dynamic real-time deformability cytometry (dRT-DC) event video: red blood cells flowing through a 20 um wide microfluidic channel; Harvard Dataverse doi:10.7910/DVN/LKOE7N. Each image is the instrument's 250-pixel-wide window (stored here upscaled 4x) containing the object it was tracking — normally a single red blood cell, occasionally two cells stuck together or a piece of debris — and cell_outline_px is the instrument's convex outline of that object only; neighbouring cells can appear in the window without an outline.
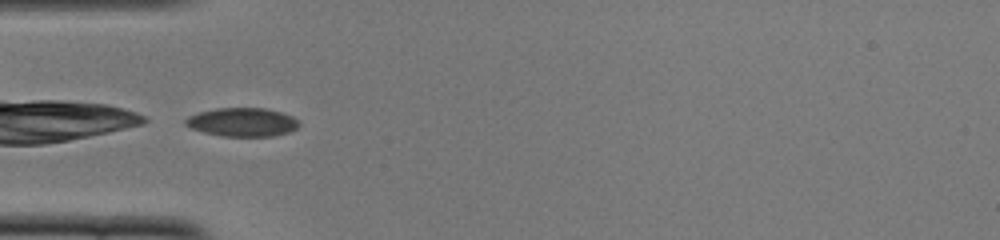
{"species": "common noctule bat (a hibernating species)", "species_latin": "Nyctalus noctula", "temperature_condition": "cold", "stored_images_in_passage": 32, "camera_frame_rate_fps": 3000, "um_per_image_px": 0.085, "animal": {"sex": "female", "body_mass_g": 22.0, "forearm_length_mm": 56.7}, "frame": {"image": 1, "passage_image": 1, "time_ms": 0.0, "image_size_px": [1000, 240], "cell_outline_px": [[300, 124], [296, 128], [288, 132], [272, 136], [220, 136], [204, 132], [192, 128], [184, 124], [184, 120], [188, 116], [200, 112], [216, 108], [264, 108], [280, 112], [292, 116]], "centroid_in_image_um": [20.57, 10.38], "position_along_channel_um": 64.4, "area_um2": 18.79}}
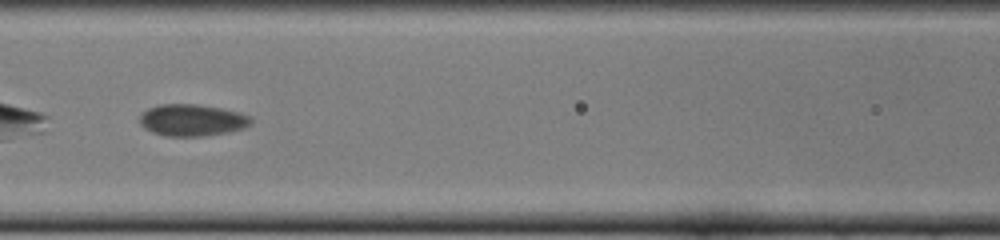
{"frame": {"image": 2, "passage_image": 8, "time_ms": 2.333, "image_size_px": [1000, 240], "cell_outline_px": [[252, 124], [244, 128], [228, 132], [204, 136], [164, 136], [152, 132], [144, 128], [140, 124], [140, 116], [148, 108], [160, 104], [196, 104], [220, 108], [252, 116]], "centroid_in_image_um": [16.33, 10.22], "position_along_channel_um": 150.3, "area_um2": 20.63}}
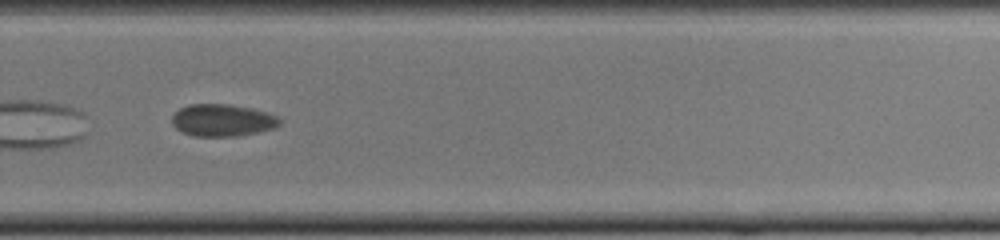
{"frame": {"image": 3, "passage_image": 21, "time_ms": 6.667, "image_size_px": [1000, 240], "cell_outline_px": [[280, 124], [276, 128], [236, 136], [196, 136], [180, 132], [172, 124], [172, 116], [180, 108], [188, 104], [228, 104], [252, 108], [276, 116], [280, 120]], "centroid_in_image_um": [18.88, 10.22], "position_along_channel_um": 310.9, "area_um2": 20.11}, "authors_computed_cell_mechanics": {"area_um2": 20.6635, "velocity_mm_per_s": 3.7179, "shape_relaxation_time_tau1_ms": 6.9308, "shape_relaxation_time_tau2_ms": 0.942, "deformation_change_tau1": 0.0563, "deformation_change_tau2": 0.0478}}